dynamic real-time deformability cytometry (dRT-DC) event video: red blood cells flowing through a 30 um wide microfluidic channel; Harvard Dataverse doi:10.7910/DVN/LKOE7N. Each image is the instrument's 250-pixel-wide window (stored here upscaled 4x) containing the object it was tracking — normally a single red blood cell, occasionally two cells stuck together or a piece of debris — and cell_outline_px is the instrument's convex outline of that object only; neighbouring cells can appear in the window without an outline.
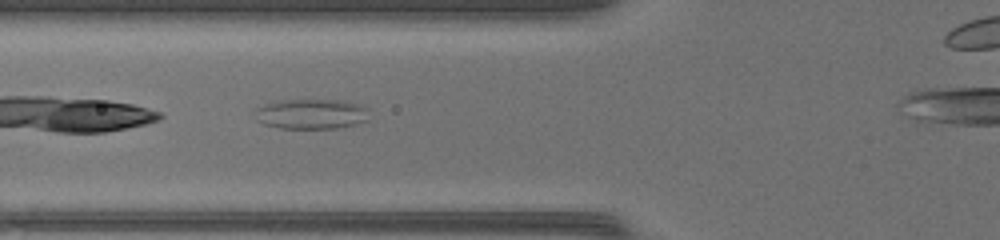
{"species": "common noctule bat (a hibernating species)", "species_latin": "Nyctalus noctula", "temperature_condition": "warm", "stored_images_in_passage": 31, "camera_frame_rate_fps": 3000, "um_per_image_px": 0.085, "animal": {"sex": "female", "body_mass_g": 17.0, "forearm_length_mm": 48.0}, "frame": {"image": 1, "passage_image": 5, "time_ms": 1.333, "image_size_px": [1000, 240], "cell_outline_px": [[368, 120], [336, 128], [280, 128], [264, 124], [256, 120], [256, 108], [264, 104], [280, 100], [344, 100], [360, 104], [368, 108]], "centroid_in_image_um": [26.46, 9.67], "position_along_channel_um": 99.3, "area_um2": 20.0}}
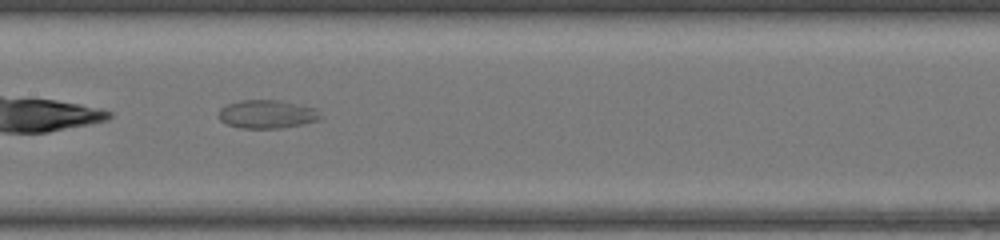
{"frame": {"image": 2, "passage_image": 11, "time_ms": 3.333, "image_size_px": [1000, 240], "cell_outline_px": [[324, 116], [320, 120], [304, 124], [280, 128], [240, 128], [228, 124], [220, 120], [220, 108], [228, 104], [240, 100], [280, 100], [316, 108]], "centroid_in_image_um": [22.77, 9.7], "position_along_channel_um": 184.6, "area_um2": 16.94}}
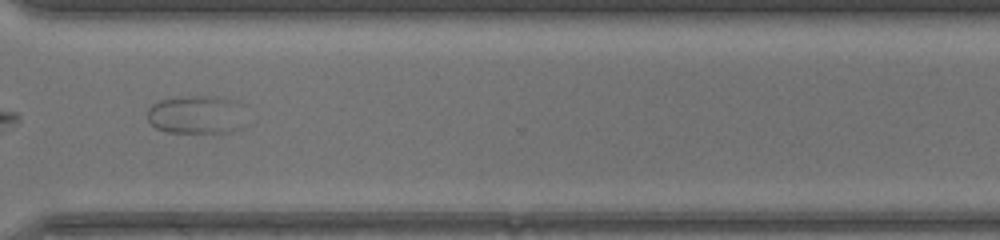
{"frame": {"image": 3, "passage_image": 23, "time_ms": 7.333, "image_size_px": [1000, 240], "cell_outline_px": [[228, 100], [224, 132], [168, 132], [156, 128], [148, 120], [148, 108], [152, 104], [160, 100], [184, 96], [220, 96]], "centroid_in_image_um": [16.11, 9.71], "position_along_channel_um": 354.5, "area_um2": 18.61}}